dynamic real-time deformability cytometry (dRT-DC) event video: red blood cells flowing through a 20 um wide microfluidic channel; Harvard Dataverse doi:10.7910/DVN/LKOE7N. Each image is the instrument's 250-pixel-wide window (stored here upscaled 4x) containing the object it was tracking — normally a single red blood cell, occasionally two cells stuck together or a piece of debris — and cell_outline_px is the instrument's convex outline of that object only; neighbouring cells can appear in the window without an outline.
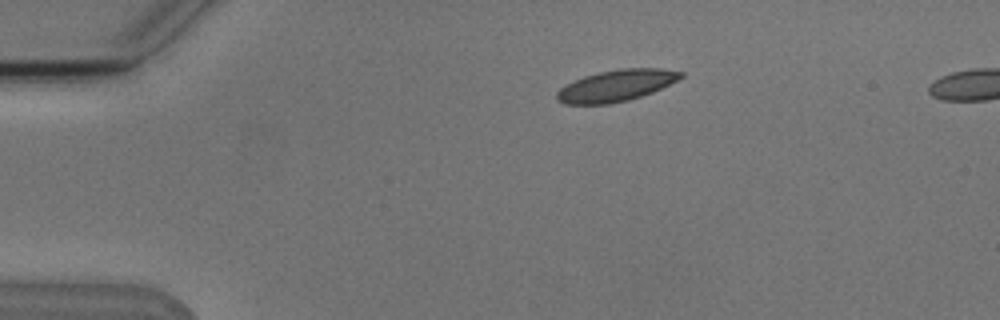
{"species": "Egyptian fruit bat (a non-hibernating species)", "species_latin": "Rousettus aegyptiacus", "temperature_condition": "cold", "stored_images_in_passage": 7, "camera_frame_rate_fps": 3000, "um_per_image_px": 0.085, "animal": {"sex": "male"}, "frame": {"image": 1, "passage_image": 2, "time_ms": 1.0, "image_size_px": [1000, 320], "cell_outline_px": [[684, 76], [652, 92], [628, 100], [608, 104], [564, 104], [556, 100], [556, 92], [560, 88], [584, 76], [600, 72], [620, 68], [660, 68], [684, 72]], "centroid_in_image_um": [52.36, 7.28], "position_along_channel_um": 32.6, "area_um2": 22.48}}
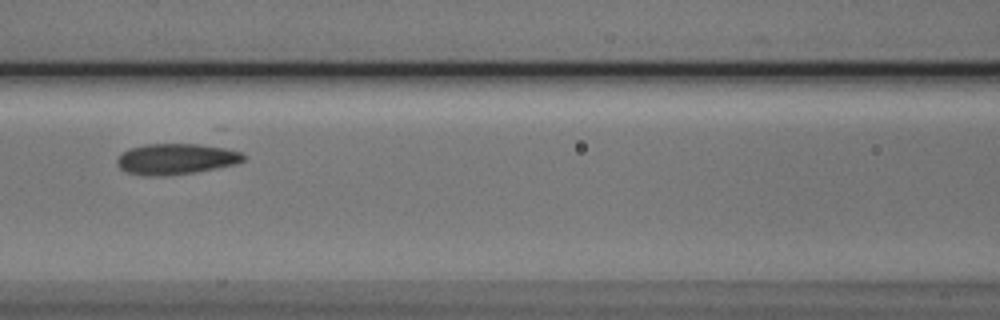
{"frame": {"image": 2, "passage_image": 6, "time_ms": 5.667, "image_size_px": [1000, 320], "cell_outline_px": [[244, 160], [232, 164], [216, 168], [192, 172], [128, 172], [120, 168], [116, 164], [116, 160], [128, 148], [144, 144], [196, 144], [224, 148], [240, 152], [244, 156]], "centroid_in_image_um": [14.98, 13.44], "position_along_channel_um": 151.6, "area_um2": 21.21}}
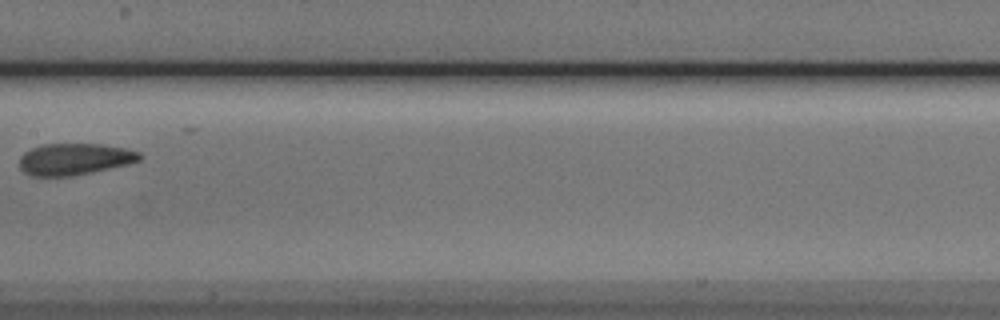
{"frame": {"image": 3, "passage_image": 7, "time_ms": 7.0, "image_size_px": [1000, 320], "cell_outline_px": [[144, 156], [140, 160], [128, 164], [92, 172], [72, 176], [28, 176], [20, 168], [20, 156], [24, 152], [32, 148], [44, 144], [100, 144], [124, 148], [140, 152]], "centroid_in_image_um": [6.33, 13.53], "position_along_channel_um": 201.1, "area_um2": 22.2}}